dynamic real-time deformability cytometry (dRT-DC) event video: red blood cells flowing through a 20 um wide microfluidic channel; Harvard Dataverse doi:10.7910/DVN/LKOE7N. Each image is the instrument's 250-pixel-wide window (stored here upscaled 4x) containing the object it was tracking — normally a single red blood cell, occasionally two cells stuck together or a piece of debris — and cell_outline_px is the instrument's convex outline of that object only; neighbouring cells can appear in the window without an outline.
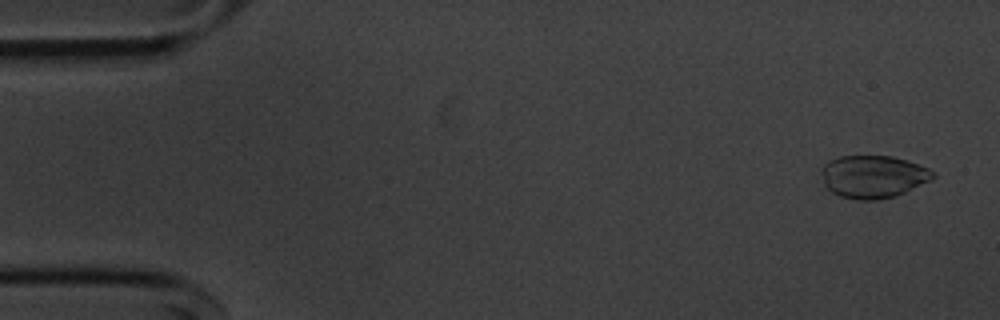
{"species": "common noctule bat (a hibernating species)", "species_latin": "Nyctalus noctula", "temperature_condition": "cold", "stored_images_in_passage": 55, "camera_frame_rate_fps": 3000, "um_per_image_px": 0.085, "animal": {"sex": "male", "body_mass_g": 20.1, "forearm_length_mm": 53.5}, "frame": {"image": 1, "passage_image": 3, "time_ms": 0.667, "image_size_px": [1000, 320], "cell_outline_px": [[936, 176], [896, 196], [876, 200], [860, 200], [840, 196], [832, 192], [824, 184], [820, 172], [820, 168], [828, 160], [840, 156], [892, 156], [928, 168], [936, 172]], "centroid_in_image_um": [74.16, 15.01], "position_along_channel_um": 10.8, "area_um2": 27.57}}
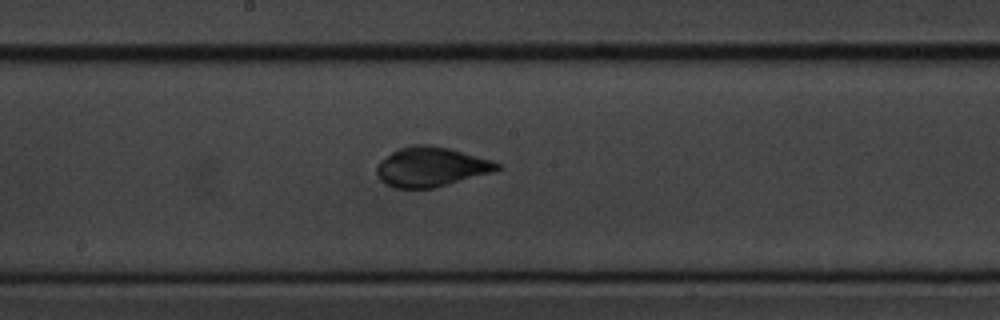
{"frame": {"image": 2, "passage_image": 29, "time_ms": 9.333, "image_size_px": [1000, 320], "cell_outline_px": [[500, 168], [492, 172], [448, 184], [432, 188], [392, 188], [384, 184], [380, 180], [376, 172], [376, 168], [392, 152], [400, 148], [412, 144], [428, 144], [448, 148], [492, 160], [500, 164]], "centroid_in_image_um": [36.63, 14.19], "position_along_channel_um": 211.6, "area_um2": 27.46}}
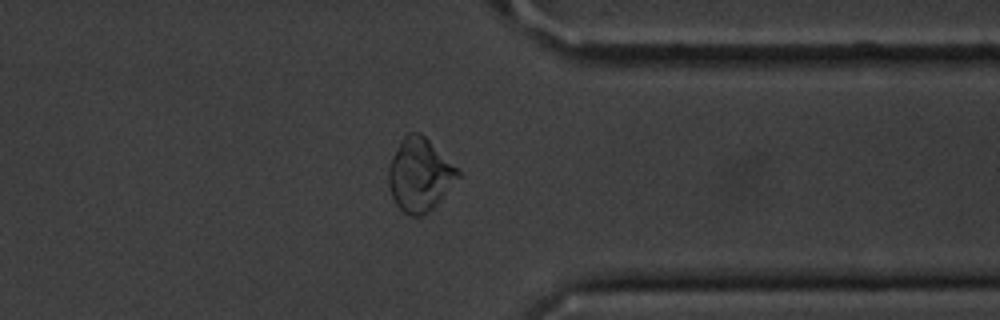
{"frame": {"image": 3, "passage_image": 43, "time_ms": 14.0, "image_size_px": [1000, 320], "cell_outline_px": [[460, 176], [436, 204], [428, 212], [420, 216], [412, 216], [404, 212], [396, 204], [392, 196], [388, 184], [388, 168], [392, 156], [400, 140], [408, 132], [420, 132], [460, 172]], "centroid_in_image_um": [35.63, 14.86], "position_along_channel_um": 375.8, "area_um2": 29.02}, "authors_computed_cell_mechanics": {"area_um2": 27.6284, "velocity_mm_per_s": 3.6302, "shape_relaxation_time_tau1_ms": 5.0383, "shape_relaxation_time_tau2_ms": null, "deformation_change_tau1": 0.1283, "deformation_change_tau2": null}}